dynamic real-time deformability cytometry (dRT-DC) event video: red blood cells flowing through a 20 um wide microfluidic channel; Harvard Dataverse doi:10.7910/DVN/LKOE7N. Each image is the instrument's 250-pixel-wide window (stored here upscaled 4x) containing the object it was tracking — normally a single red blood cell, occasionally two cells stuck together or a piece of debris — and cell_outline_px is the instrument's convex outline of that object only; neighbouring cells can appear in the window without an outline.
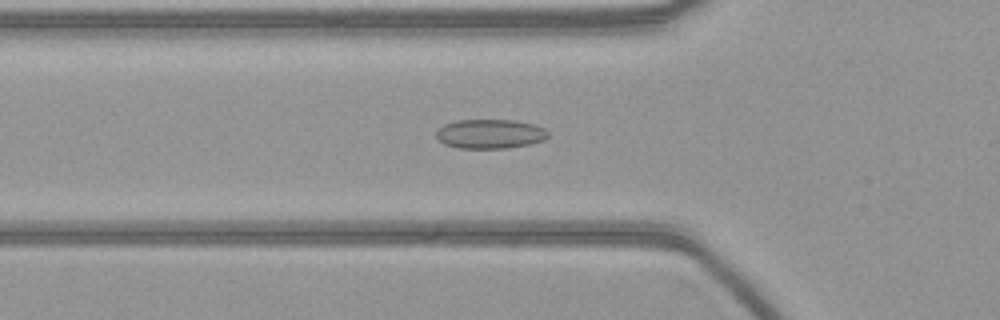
{"species": "common noctule bat (a hibernating species)", "species_latin": "Nyctalus noctula", "temperature_condition": "warm", "stored_images_in_passage": 38, "camera_frame_rate_fps": 3000, "um_per_image_px": 0.085, "animal": {"sex": "female", "body_mass_g": 21.9}, "frame": {"image": 1, "passage_image": 8, "time_ms": 2.333, "image_size_px": [1000, 320], "cell_outline_px": [[548, 136], [544, 140], [528, 144], [508, 148], [456, 148], [444, 144], [436, 136], [436, 132], [444, 124], [456, 120], [516, 120], [536, 124], [544, 128], [548, 132]], "centroid_in_image_um": [41.67, 11.37], "position_along_channel_um": 84.1, "area_um2": 19.19}}
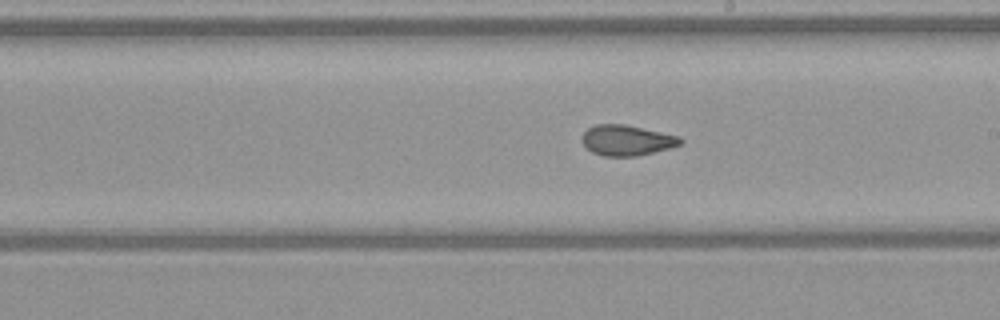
{"frame": {"image": 2, "passage_image": 20, "time_ms": 6.333, "image_size_px": [1000, 320], "cell_outline_px": [[684, 140], [680, 144], [672, 148], [636, 156], [604, 156], [592, 152], [580, 140], [584, 132], [588, 128], [596, 124], [624, 124], [680, 136]], "centroid_in_image_um": [53.29, 11.92], "position_along_channel_um": 235.7, "area_um2": 17.51}}
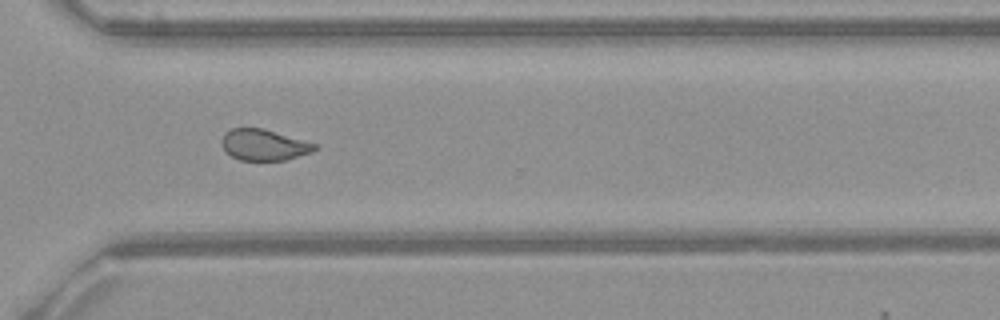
{"frame": {"image": 3, "passage_image": 29, "time_ms": 9.333, "image_size_px": [1000, 320], "cell_outline_px": [[316, 148], [312, 152], [284, 160], [240, 160], [224, 152], [220, 144], [220, 140], [224, 132], [232, 128], [260, 128], [304, 140], [316, 144]], "centroid_in_image_um": [22.36, 12.31], "position_along_channel_um": 348.2, "area_um2": 16.82}}